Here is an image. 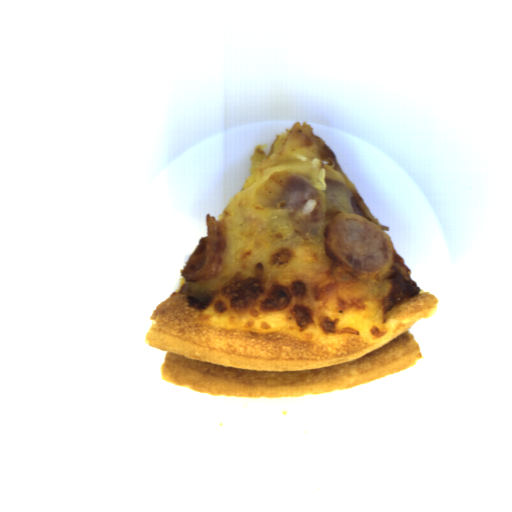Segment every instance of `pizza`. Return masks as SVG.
I'll use <instances>...</instances> for the list:
<instances>
[{"label": "pizza", "instance_id": "pizza-1", "mask_svg": "<svg viewBox=\"0 0 512 512\" xmlns=\"http://www.w3.org/2000/svg\"><path fill=\"white\" fill-rule=\"evenodd\" d=\"M258 144L217 219V277L180 284L150 315L161 379L220 397L329 394L423 357L410 328L439 300L307 121Z\"/></svg>", "mask_w": 512, "mask_h": 512}]
</instances>
